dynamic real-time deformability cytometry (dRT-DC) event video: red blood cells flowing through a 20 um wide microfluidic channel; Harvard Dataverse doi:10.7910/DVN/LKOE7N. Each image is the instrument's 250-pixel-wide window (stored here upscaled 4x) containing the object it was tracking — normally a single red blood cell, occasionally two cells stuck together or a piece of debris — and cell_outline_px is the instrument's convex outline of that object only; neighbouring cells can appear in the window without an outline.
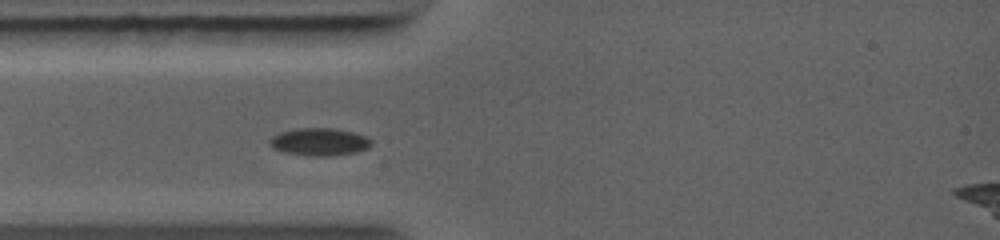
{"species": "common noctule bat (a hibernating species)", "species_latin": "Nyctalus noctula", "temperature_condition": "warm", "stored_images_in_passage": 36, "camera_frame_rate_fps": 5000, "um_per_image_px": 0.085, "animal": {"sex": "female", "body_mass_g": 19.0, "forearm_length_mm": 56.7}, "frame": {"image": 1, "passage_image": 4, "time_ms": 1.4, "image_size_px": [1000, 240], "cell_outline_px": [[372, 144], [368, 148], [356, 152], [332, 156], [312, 156], [284, 152], [272, 148], [268, 144], [268, 140], [272, 136], [280, 132], [296, 128], [332, 128], [352, 132], [364, 136], [372, 140]], "centroid_in_image_um": [27.12, 12.06], "position_along_channel_um": 57.9, "area_um2": 16.42}}
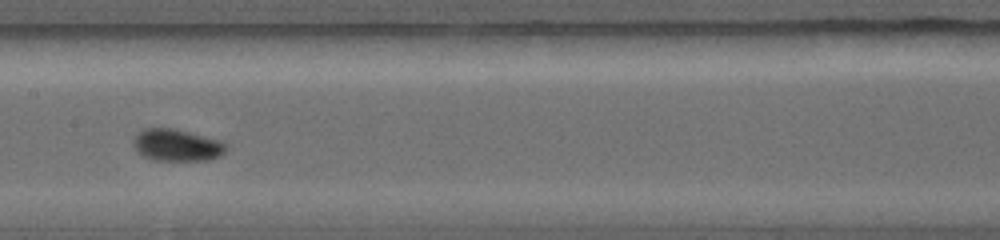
{"frame": {"image": 2, "passage_image": 11, "time_ms": 4.2, "image_size_px": [1000, 240], "cell_outline_px": [[228, 148], [220, 156], [208, 160], [156, 160], [144, 156], [136, 152], [132, 144], [132, 140], [144, 128], [172, 128], [220, 140], [228, 144]], "centroid_in_image_um": [15.03, 12.34], "position_along_channel_um": 192.4, "area_um2": 17.28}}
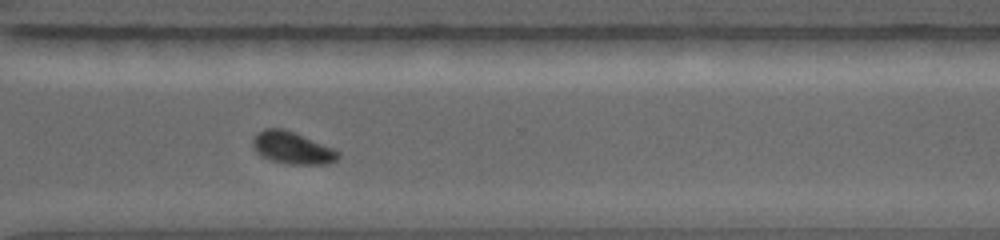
{"frame": {"image": 3, "passage_image": 29, "time_ms": 7.4, "image_size_px": [1000, 240], "cell_outline_px": [[340, 156], [336, 160], [328, 164], [288, 164], [272, 160], [256, 152], [252, 144], [252, 140], [264, 128], [284, 128], [332, 148], [340, 152]], "centroid_in_image_um": [24.85, 12.57], "position_along_channel_um": 345.7, "area_um2": 15.72}}